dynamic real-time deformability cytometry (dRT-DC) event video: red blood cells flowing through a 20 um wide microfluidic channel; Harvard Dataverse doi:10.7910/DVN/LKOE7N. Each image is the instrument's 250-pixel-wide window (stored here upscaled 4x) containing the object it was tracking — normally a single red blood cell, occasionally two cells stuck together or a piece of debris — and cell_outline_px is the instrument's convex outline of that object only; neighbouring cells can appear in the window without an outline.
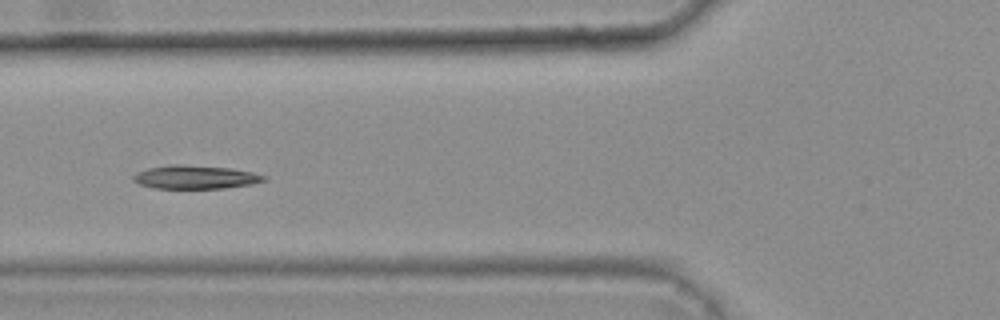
{"species": "common noctule bat (a hibernating species)", "species_latin": "Nyctalus noctula", "temperature_condition": "warm", "stored_images_in_passage": 8, "camera_frame_rate_fps": 3000, "um_per_image_px": 0.085, "animal": {"sex": "female", "body_mass_g": 25.1}, "frame": {"image": 1, "passage_image": 5, "time_ms": 1.333, "image_size_px": [1000, 320], "cell_outline_px": [[268, 176], [264, 180], [252, 184], [224, 188], [152, 188], [140, 184], [132, 180], [132, 176], [136, 172], [148, 168], [172, 164], [184, 164], [232, 168], [252, 172]], "centroid_in_image_um": [16.58, 15.04], "position_along_channel_um": 109.2, "area_um2": 17.98}}
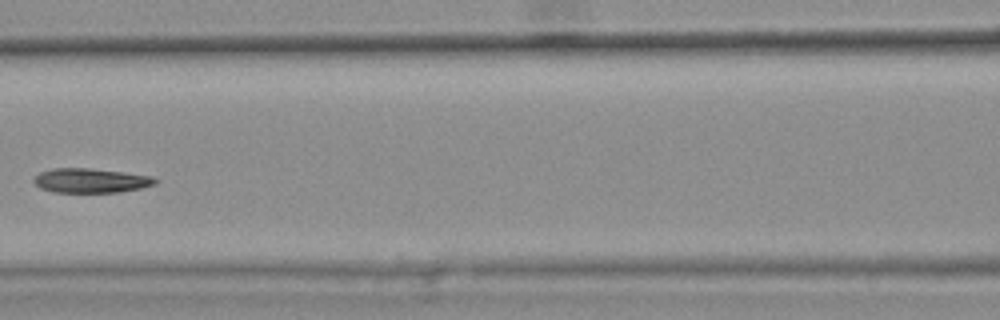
{"frame": {"image": 2, "passage_image": 6, "time_ms": 1.667, "image_size_px": [1000, 320], "cell_outline_px": [[160, 180], [156, 184], [140, 188], [120, 192], [52, 192], [40, 188], [32, 180], [40, 172], [52, 168], [88, 168], [124, 172], [152, 176]], "centroid_in_image_um": [7.73, 15.34], "position_along_channel_um": 158.9, "area_um2": 17.34}}